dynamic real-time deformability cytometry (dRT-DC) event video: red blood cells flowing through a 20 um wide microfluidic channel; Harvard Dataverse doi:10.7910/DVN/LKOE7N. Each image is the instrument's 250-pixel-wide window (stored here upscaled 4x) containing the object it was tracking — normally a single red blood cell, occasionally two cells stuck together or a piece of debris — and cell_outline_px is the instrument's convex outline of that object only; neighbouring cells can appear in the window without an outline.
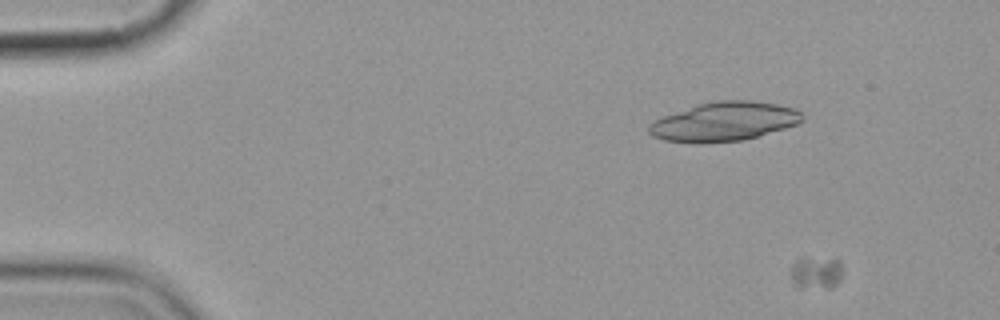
{"species": "common noctule bat (a hibernating species)", "species_latin": "Nyctalus noctula", "temperature_condition": "cold", "stored_images_in_passage": 6, "camera_frame_rate_fps": 3000, "um_per_image_px": 0.085, "animal": {"sex": "female", "body_mass_g": 19.9}, "frame": {"image": 1, "passage_image": 2, "time_ms": 1.0, "image_size_px": [1000, 320], "cell_outline_px": [[840, 280], [832, 288], [800, 288], [792, 284], [792, 264], [800, 256], [804, 256], [840, 260]], "centroid_in_image_um": [69.33, 23.17], "position_along_channel_um": 15.7, "area_um2": 10.0}}
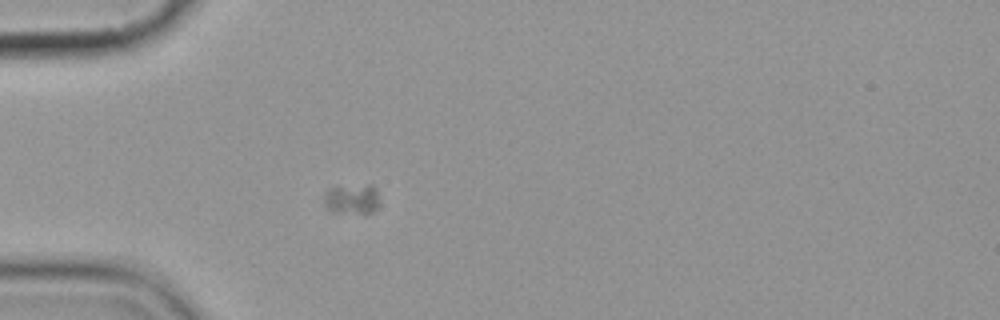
{"frame": {"image": 2, "passage_image": 6, "time_ms": 5.667, "image_size_px": [1000, 320], "cell_outline_px": [[376, 208], [372, 212], [364, 216], [332, 212], [324, 204], [324, 192], [328, 188], [368, 184], [372, 184], [376, 188]], "centroid_in_image_um": [29.88, 16.96], "position_along_channel_um": 55.1, "area_um2": 10.0}}